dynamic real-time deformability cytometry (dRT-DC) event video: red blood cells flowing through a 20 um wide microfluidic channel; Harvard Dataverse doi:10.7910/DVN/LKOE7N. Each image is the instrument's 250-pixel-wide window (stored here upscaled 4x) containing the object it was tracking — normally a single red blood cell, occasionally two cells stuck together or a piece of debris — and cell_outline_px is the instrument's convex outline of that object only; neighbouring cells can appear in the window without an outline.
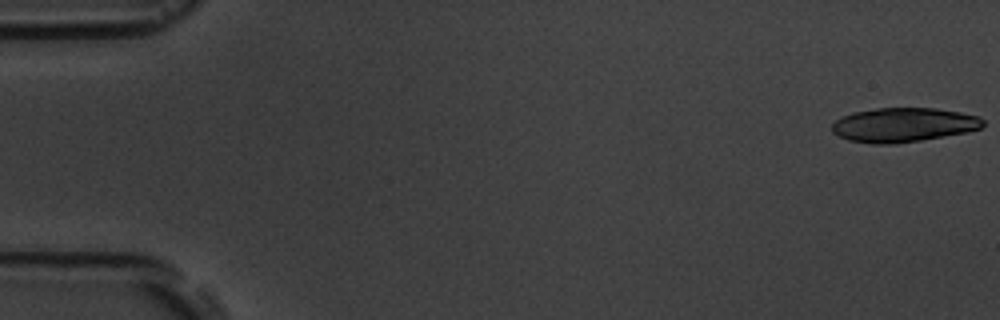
{"species": "common noctule bat (a hibernating species)", "species_latin": "Nyctalus noctula", "temperature_condition": "room temperature", "stored_images_in_passage": 8, "camera_frame_rate_fps": 3000, "um_per_image_px": 0.085, "animal": {"sex": "male", "body_mass_g": 19.5, "forearm_length_mm": 54.6}, "frame": {"image": 1, "passage_image": 1, "time_ms": 0.0, "image_size_px": [1000, 320], "cell_outline_px": [[984, 124], [980, 128], [964, 132], [920, 140], [896, 144], [872, 144], [848, 140], [832, 132], [832, 124], [840, 116], [852, 112], [876, 108], [936, 108], [960, 112], [980, 116], [984, 120]], "centroid_in_image_um": [76.76, 10.61], "position_along_channel_um": 8.2, "area_um2": 30.17}}
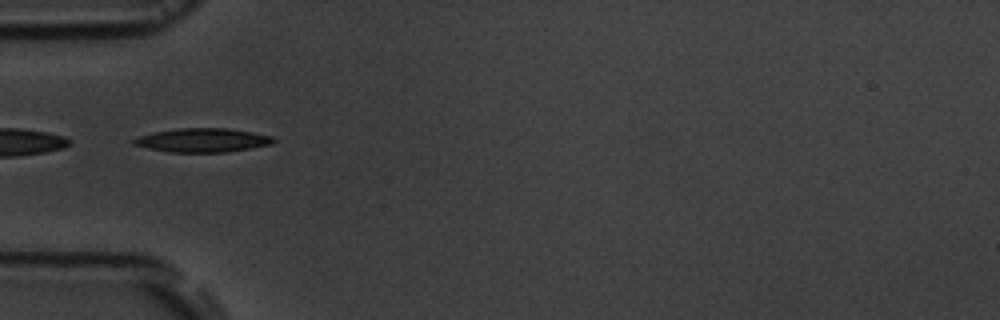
{"frame": {"image": 2, "passage_image": 6, "time_ms": 5.667, "image_size_px": [1000, 320], "cell_outline_px": [[276, 140], [272, 144], [224, 152], [168, 152], [148, 148], [132, 144], [128, 140], [136, 136], [152, 132], [176, 128], [228, 128], [276, 136]], "centroid_in_image_um": [17.16, 11.9], "position_along_channel_um": 67.8, "area_um2": 19.71}}
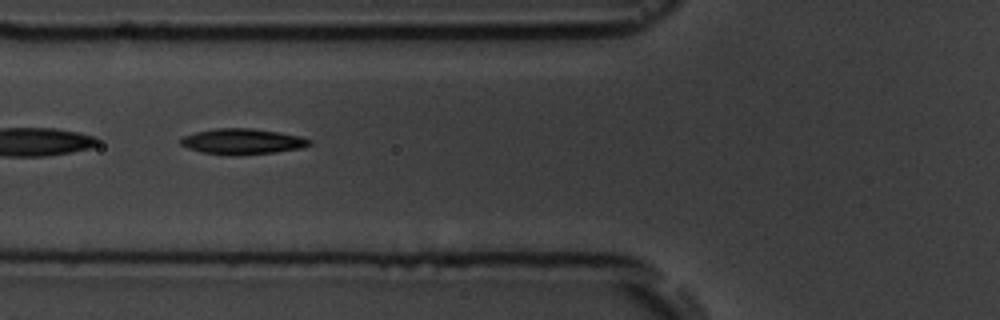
{"frame": {"image": 3, "passage_image": 7, "time_ms": 6.667, "image_size_px": [1000, 320], "cell_outline_px": [[312, 144], [304, 148], [272, 152], [236, 156], [200, 152], [188, 148], [180, 144], [180, 140], [184, 136], [196, 132], [216, 128], [252, 128], [280, 132], [300, 136], [312, 140]], "centroid_in_image_um": [20.63, 12.03], "position_along_channel_um": 105.2, "area_um2": 19.36}}